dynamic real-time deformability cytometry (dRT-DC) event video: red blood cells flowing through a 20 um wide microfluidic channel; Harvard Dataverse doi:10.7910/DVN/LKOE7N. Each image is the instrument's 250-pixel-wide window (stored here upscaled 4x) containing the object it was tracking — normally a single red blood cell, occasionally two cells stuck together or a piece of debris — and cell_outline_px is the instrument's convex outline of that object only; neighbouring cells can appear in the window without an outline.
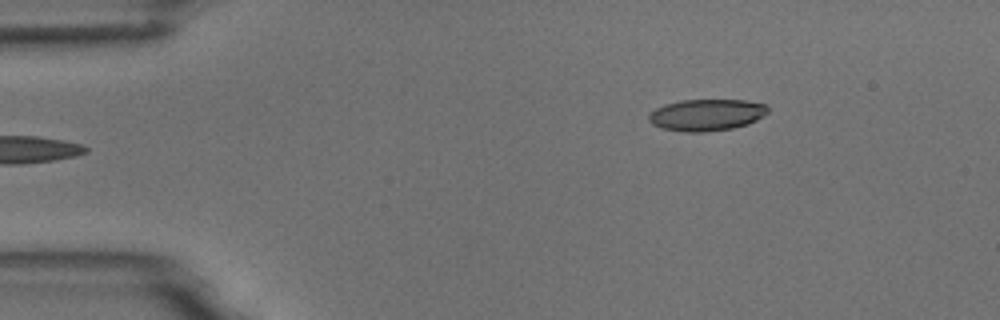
{"species": "common noctule bat (a hibernating species)", "species_latin": "Nyctalus noctula", "temperature_condition": "room temperature", "stored_images_in_passage": 5, "camera_frame_rate_fps": 3000, "um_per_image_px": 0.085, "animal": {"sex": "male", "body_mass_g": 18.8}, "frame": {"image": 1, "passage_image": 5, "time_ms": 5.667, "image_size_px": [1000, 320], "cell_outline_px": [[768, 112], [764, 116], [748, 124], [732, 128], [704, 132], [688, 132], [660, 128], [652, 124], [648, 120], [648, 116], [656, 108], [664, 104], [680, 100], [744, 100], [764, 104], [768, 108]], "centroid_in_image_um": [60.04, 9.77], "position_along_channel_um": 25.0, "area_um2": 21.96}}